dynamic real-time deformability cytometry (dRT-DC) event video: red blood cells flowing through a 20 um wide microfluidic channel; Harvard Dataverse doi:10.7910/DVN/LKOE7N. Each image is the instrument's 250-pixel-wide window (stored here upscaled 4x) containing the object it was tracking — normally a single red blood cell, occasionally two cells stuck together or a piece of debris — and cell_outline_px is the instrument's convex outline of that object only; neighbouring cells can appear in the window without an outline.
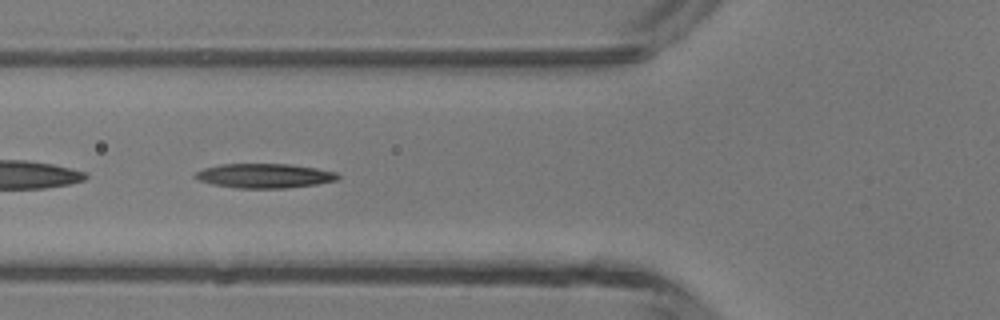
{"species": "common noctule bat (a hibernating species)", "species_latin": "Nyctalus noctula", "temperature_condition": "room temperature", "stored_images_in_passage": 39, "camera_frame_rate_fps": 3000, "um_per_image_px": 0.085, "animal": {"sex": "male", "body_mass_g": 13.3}, "frame": {"image": 1, "passage_image": 9, "time_ms": 2.667, "image_size_px": [1000, 320], "cell_outline_px": [[340, 176], [336, 180], [316, 184], [288, 188], [236, 188], [212, 184], [200, 180], [192, 176], [196, 172], [204, 168], [220, 164], [288, 164], [316, 168], [336, 172]], "centroid_in_image_um": [22.46, 14.94], "position_along_channel_um": 103.3, "area_um2": 20.23}}
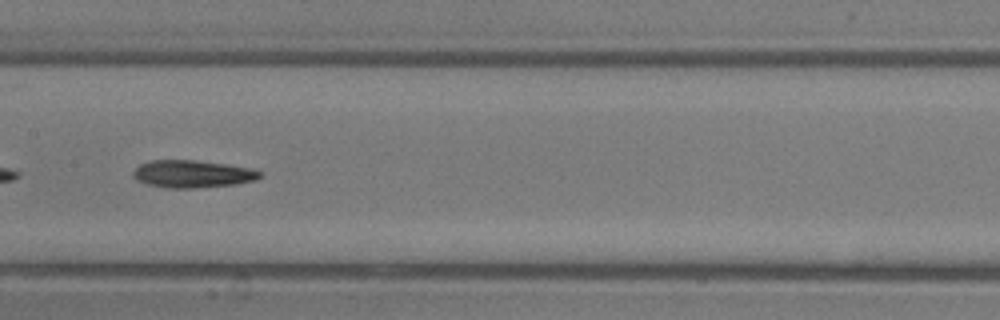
{"frame": {"image": 2, "passage_image": 15, "time_ms": 4.667, "image_size_px": [1000, 320], "cell_outline_px": [[260, 176], [256, 180], [236, 184], [196, 188], [168, 188], [148, 184], [136, 180], [132, 176], [132, 172], [140, 164], [152, 160], [196, 160], [252, 168], [260, 172]], "centroid_in_image_um": [16.33, 14.79], "position_along_channel_um": 191.1, "area_um2": 20.23}}
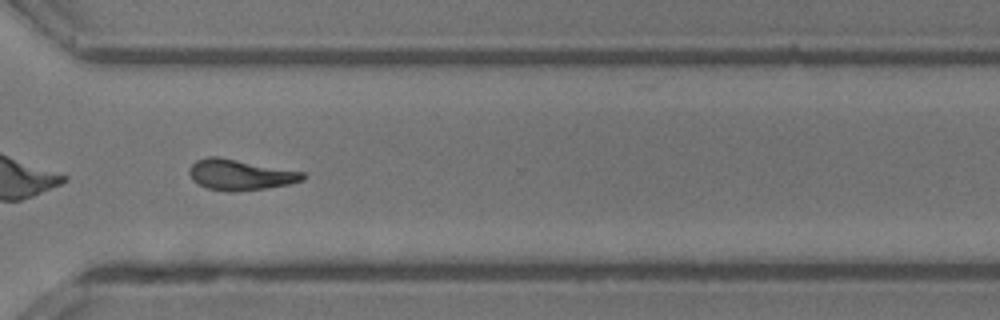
{"frame": {"image": 3, "passage_image": 26, "time_ms": 8.333, "image_size_px": [1000, 320], "cell_outline_px": [[304, 180], [292, 184], [236, 192], [228, 192], [208, 188], [192, 180], [188, 172], [188, 168], [196, 160], [208, 156], [216, 156], [304, 172]], "centroid_in_image_um": [20.39, 14.86], "position_along_channel_um": 350.2, "area_um2": 20.29}, "authors_computed_cell_mechanics": {"area_um2": 20.23, "velocity_mm_per_s": 4.357, "shape_relaxation_time_tau1_ms": 6.2248, "shape_relaxation_time_tau2_ms": 8.1398, "deformation_change_tau1": 0.1978, "deformation_change_tau2": 0.2213}}